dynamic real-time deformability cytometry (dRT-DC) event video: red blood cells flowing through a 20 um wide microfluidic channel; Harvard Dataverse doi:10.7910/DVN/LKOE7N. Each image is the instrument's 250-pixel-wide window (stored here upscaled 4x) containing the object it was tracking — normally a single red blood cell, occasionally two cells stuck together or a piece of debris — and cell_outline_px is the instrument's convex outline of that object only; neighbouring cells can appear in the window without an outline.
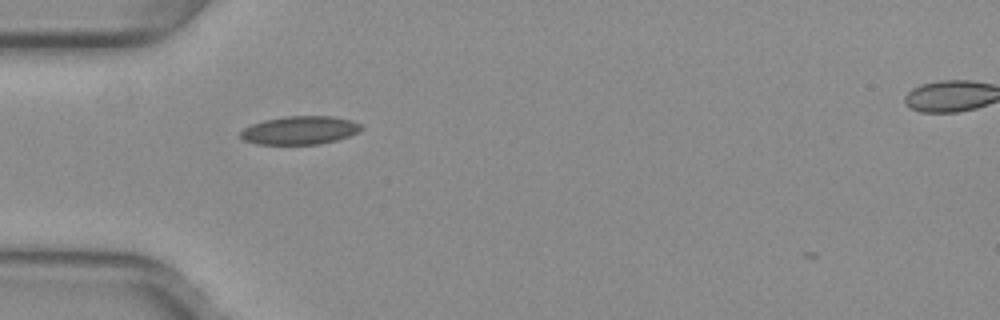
{"species": "common noctule bat (a hibernating species)", "species_latin": "Nyctalus noctula", "temperature_condition": "warm", "stored_images_in_passage": 39, "camera_frame_rate_fps": 3000, "um_per_image_px": 0.085, "animal": {"sex": "female", "body_mass_g": 29.2, "forearm_length_mm": 56.3}, "frame": {"image": 1, "passage_image": 3, "time_ms": 0.667, "image_size_px": [1000, 320], "cell_outline_px": [[364, 128], [360, 132], [336, 140], [320, 144], [256, 144], [244, 140], [240, 136], [240, 132], [244, 128], [252, 124], [264, 120], [284, 116], [332, 116], [352, 120], [360, 124]], "centroid_in_image_um": [25.51, 11.07], "position_along_channel_um": 59.5, "area_um2": 20.0}}
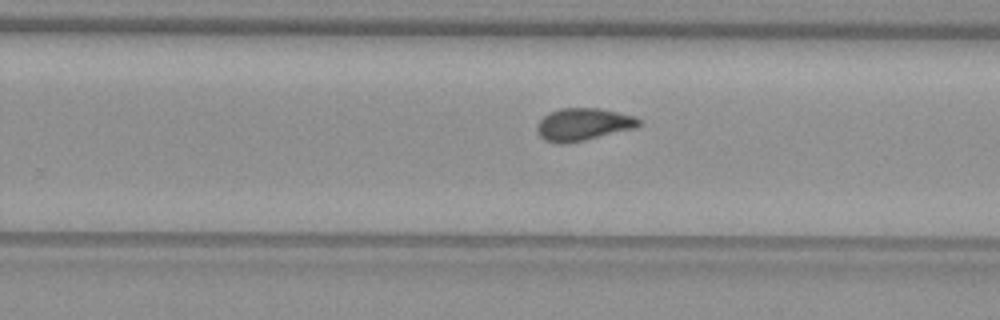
{"frame": {"image": 2, "passage_image": 20, "time_ms": 6.333, "image_size_px": [1000, 320], "cell_outline_px": [[640, 124], [632, 128], [584, 140], [564, 144], [556, 144], [544, 140], [536, 132], [536, 124], [548, 112], [560, 108], [600, 108], [636, 116], [640, 120]], "centroid_in_image_um": [49.5, 10.56], "position_along_channel_um": 280.3, "area_um2": 19.25}}
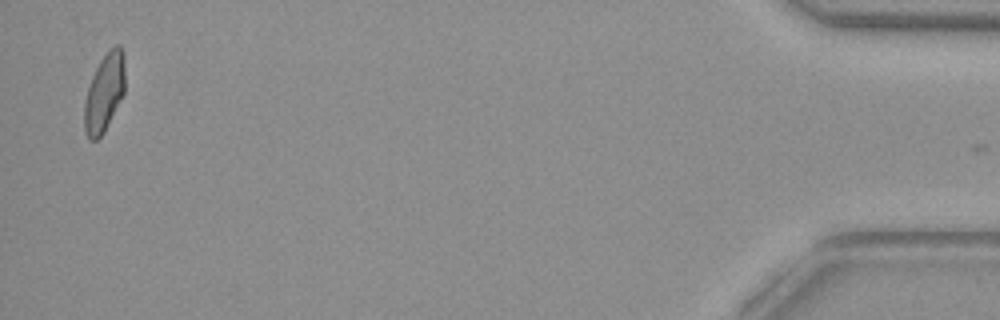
{"frame": {"image": 3, "passage_image": 38, "time_ms": 12.333, "image_size_px": [1000, 320], "cell_outline_px": [[124, 92], [104, 132], [96, 140], [88, 140], [84, 132], [84, 104], [88, 88], [92, 76], [100, 60], [108, 48], [116, 44], [120, 44], [124, 52]], "centroid_in_image_um": [8.86, 7.84], "position_along_channel_um": 426.3, "area_um2": 18.55}, "authors_computed_cell_mechanics": {"area_um2": 18.6116, "velocity_mm_per_s": 3.968, "shape_relaxation_time_tau1_ms": null, "shape_relaxation_time_tau2_ms": 0.8845, "deformation_change_tau1": null, "deformation_change_tau2": 0.0595}}